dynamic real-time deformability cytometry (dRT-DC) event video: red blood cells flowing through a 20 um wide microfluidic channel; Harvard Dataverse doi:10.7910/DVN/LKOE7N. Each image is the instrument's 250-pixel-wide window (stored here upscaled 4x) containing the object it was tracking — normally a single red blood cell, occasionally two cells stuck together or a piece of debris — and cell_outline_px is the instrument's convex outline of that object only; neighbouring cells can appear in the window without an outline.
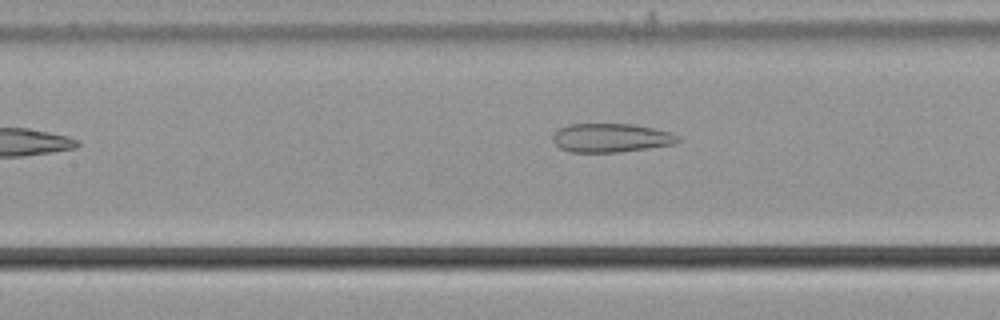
{"species": "common noctule bat (a hibernating species)", "species_latin": "Nyctalus noctula", "temperature_condition": "cold", "stored_images_in_passage": 35, "camera_frame_rate_fps": 3000, "um_per_image_px": 0.085, "animal": {"sex": "male", "body_mass_g": 21.5, "forearm_length_mm": 52.0}, "frame": {"image": 1, "passage_image": 8, "time_ms": 2.333, "image_size_px": [1000, 320], "cell_outline_px": [[680, 140], [672, 144], [648, 148], [616, 152], [568, 152], [560, 148], [552, 140], [552, 136], [560, 128], [568, 124], [636, 124], [672, 132], [680, 136]], "centroid_in_image_um": [51.94, 11.71], "position_along_channel_um": 155.5, "area_um2": 21.04}}
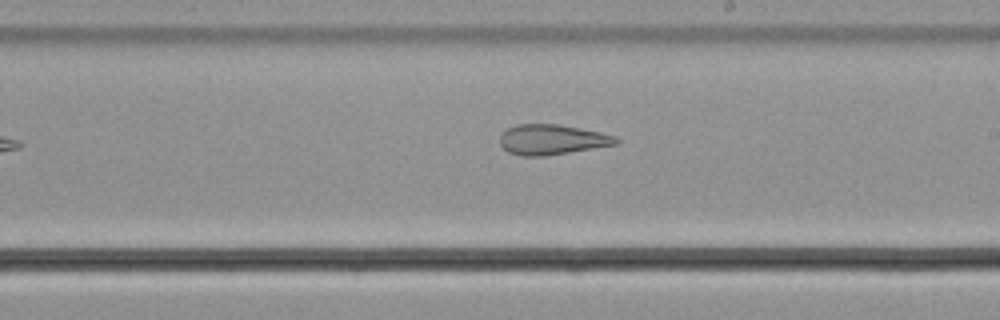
{"frame": {"image": 2, "passage_image": 15, "time_ms": 4.667, "image_size_px": [1000, 320], "cell_outline_px": [[620, 140], [616, 144], [544, 156], [520, 156], [508, 152], [500, 144], [500, 136], [508, 128], [516, 124], [560, 124], [600, 132], [616, 136]], "centroid_in_image_um": [46.9, 11.86], "position_along_channel_um": 242.1, "area_um2": 20.29}}
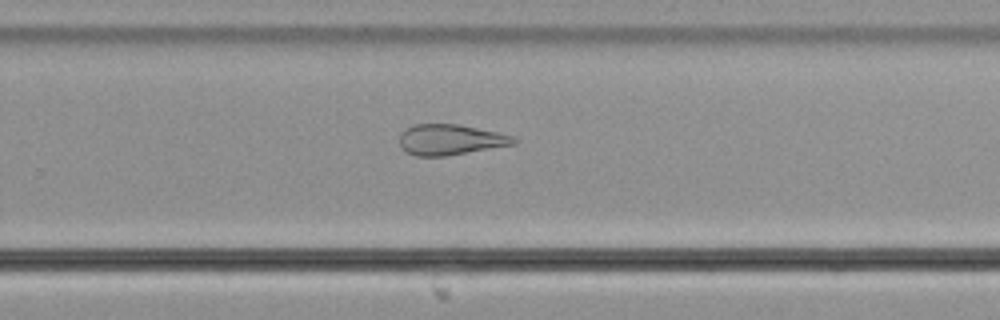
{"frame": {"image": 3, "passage_image": 19, "time_ms": 6.0, "image_size_px": [1000, 320], "cell_outline_px": [[520, 140], [516, 144], [448, 156], [416, 156], [400, 148], [400, 132], [404, 128], [416, 124], [456, 124], [496, 132], [512, 136]], "centroid_in_image_um": [38.27, 11.88], "position_along_channel_um": 291.5, "area_um2": 20.46}, "authors_computed_cell_mechanics": {"area_um2": 22.7154, "velocity_mm_per_s": 3.7226, "shape_relaxation_time_tau1_ms": null, "shape_relaxation_time_tau2_ms": 3.0233, "deformation_change_tau1": null, "deformation_change_tau2": 0.1255}}